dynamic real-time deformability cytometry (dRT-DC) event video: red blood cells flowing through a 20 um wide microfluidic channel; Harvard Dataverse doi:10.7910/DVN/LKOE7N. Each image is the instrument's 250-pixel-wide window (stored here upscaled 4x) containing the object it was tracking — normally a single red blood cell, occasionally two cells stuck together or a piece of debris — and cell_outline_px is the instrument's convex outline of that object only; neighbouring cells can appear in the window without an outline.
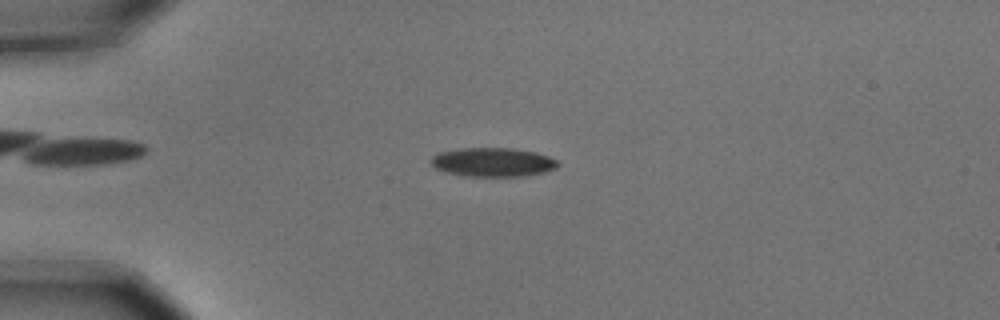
{"species": "common noctule bat (a hibernating species)", "species_latin": "Nyctalus noctula", "temperature_condition": "cold", "stored_images_in_passage": 4, "camera_frame_rate_fps": 3000, "um_per_image_px": 0.085, "animal": {"sex": "male", "body_mass_g": 15.6}, "frame": {"image": 1, "passage_image": 3, "time_ms": 0.667, "image_size_px": [1000, 320], "cell_outline_px": [[560, 164], [556, 168], [544, 172], [524, 176], [464, 176], [444, 172], [436, 168], [428, 160], [432, 156], [440, 152], [460, 148], [512, 148], [536, 152], [548, 156], [556, 160]], "centroid_in_image_um": [41.87, 13.78], "position_along_channel_um": 43.1, "area_um2": 21.5}}